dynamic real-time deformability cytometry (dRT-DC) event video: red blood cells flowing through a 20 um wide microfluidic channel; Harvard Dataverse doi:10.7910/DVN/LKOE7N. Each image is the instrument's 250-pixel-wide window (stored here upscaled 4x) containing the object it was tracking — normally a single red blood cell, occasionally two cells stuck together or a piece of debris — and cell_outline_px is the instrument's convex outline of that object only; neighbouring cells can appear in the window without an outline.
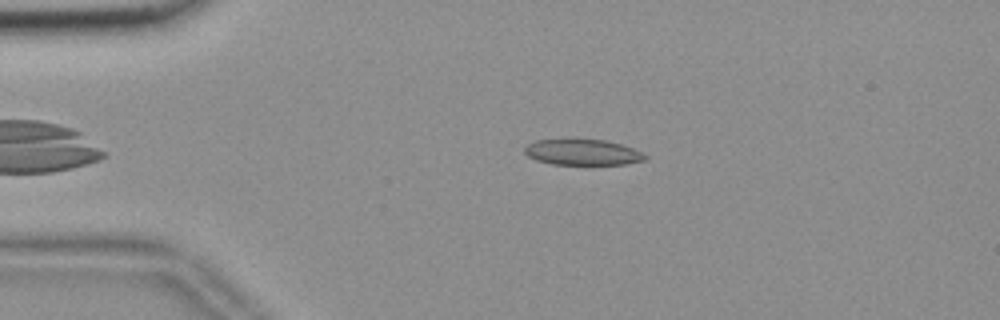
{"species": "common noctule bat (a hibernating species)", "species_latin": "Nyctalus noctula", "temperature_condition": "room temperature", "stored_images_in_passage": 46, "camera_frame_rate_fps": 3000, "um_per_image_px": 0.085, "animal": {"sex": "female", "body_mass_g": 18.4}, "frame": {"image": 1, "passage_image": 3, "time_ms": 0.667, "image_size_px": [1000, 320], "cell_outline_px": [[648, 160], [628, 164], [552, 164], [536, 160], [528, 156], [524, 152], [524, 148], [528, 144], [536, 140], [572, 136], [604, 140], [620, 144], [632, 148], [648, 156]], "centroid_in_image_um": [49.49, 12.89], "position_along_channel_um": 35.5, "area_um2": 18.9}}
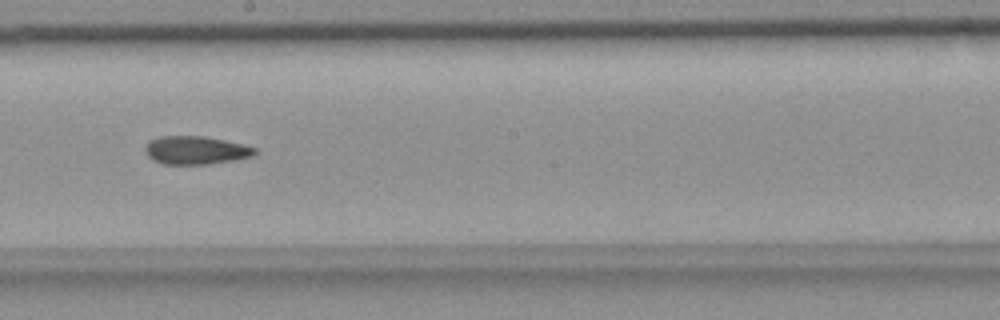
{"frame": {"image": 2, "passage_image": 22, "time_ms": 7.0, "image_size_px": [1000, 320], "cell_outline_px": [[256, 152], [252, 156], [232, 160], [208, 164], [164, 164], [152, 160], [148, 156], [144, 148], [148, 140], [160, 136], [204, 136], [224, 140], [256, 148]], "centroid_in_image_um": [16.58, 12.76], "position_along_channel_um": 231.6, "area_um2": 17.92}}
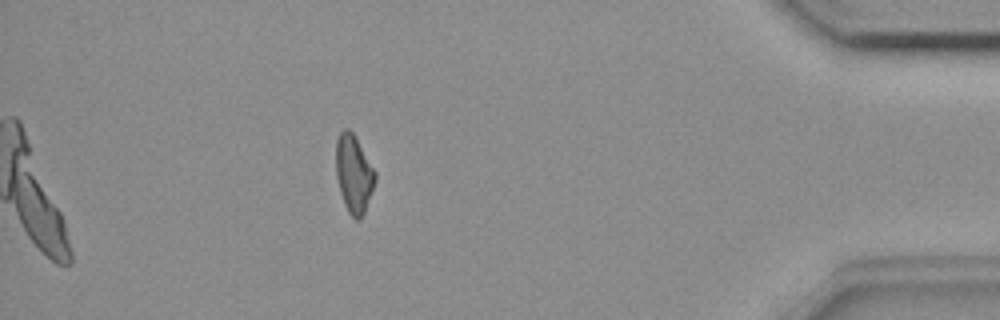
{"frame": {"image": 3, "passage_image": 40, "time_ms": 13.0, "image_size_px": [1000, 320], "cell_outline_px": [[376, 180], [364, 212], [360, 220], [356, 220], [348, 212], [344, 204], [340, 192], [336, 176], [336, 140], [340, 132], [344, 128], [348, 128], [352, 132], [376, 172]], "centroid_in_image_um": [30.06, 14.78], "position_along_channel_um": 405.1, "area_um2": 17.63}, "authors_computed_cell_mechanics": {"area_um2": 18.0047, "velocity_mm_per_s": 3.6816, "shape_relaxation_time_tau1_ms": 9.4115, "shape_relaxation_time_tau2_ms": 4.2014, "deformation_change_tau1": 0.1665, "deformation_change_tau2": 0.1265}}